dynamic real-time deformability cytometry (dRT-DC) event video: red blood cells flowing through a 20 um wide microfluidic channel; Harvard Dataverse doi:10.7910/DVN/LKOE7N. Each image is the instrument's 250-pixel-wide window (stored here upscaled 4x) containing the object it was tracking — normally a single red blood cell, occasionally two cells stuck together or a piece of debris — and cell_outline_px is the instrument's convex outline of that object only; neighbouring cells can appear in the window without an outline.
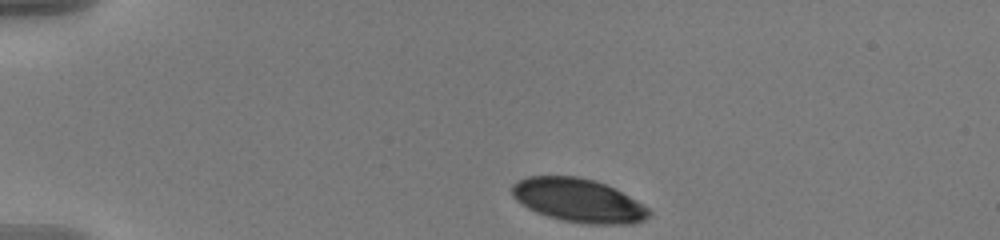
{"species": "human", "species_latin": "Homo sapiens", "temperature_condition": "warm", "stored_images_in_passage": 45, "camera_frame_rate_fps": 3000, "um_per_image_px": 0.085, "donor": {"sex": "male"}, "frame": {"image": 1, "passage_image": 1, "time_ms": 0.0, "image_size_px": [1000, 240], "cell_outline_px": [[652, 212], [644, 220], [632, 224], [588, 224], [564, 220], [548, 216], [536, 212], [528, 208], [516, 200], [512, 196], [512, 184], [516, 180], [528, 176], [576, 176], [596, 180], [636, 200], [648, 208]], "centroid_in_image_um": [49.13, 17.03], "position_along_channel_um": 35.9, "area_um2": 34.62}}
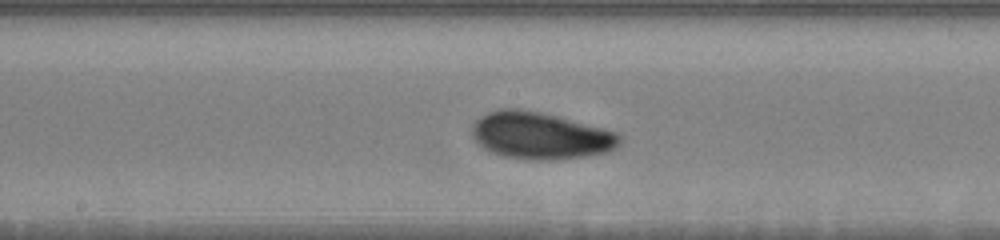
{"frame": {"image": 2, "passage_image": 20, "time_ms": 6.333, "image_size_px": [1000, 240], "cell_outline_px": [[620, 144], [616, 148], [608, 152], [584, 156], [556, 160], [528, 160], [504, 156], [492, 152], [484, 148], [472, 136], [472, 124], [480, 116], [488, 112], [500, 108], [520, 108], [540, 112], [604, 128], [616, 132], [620, 136]], "centroid_in_image_um": [45.92, 11.53], "position_along_channel_um": 202.3, "area_um2": 40.46}}
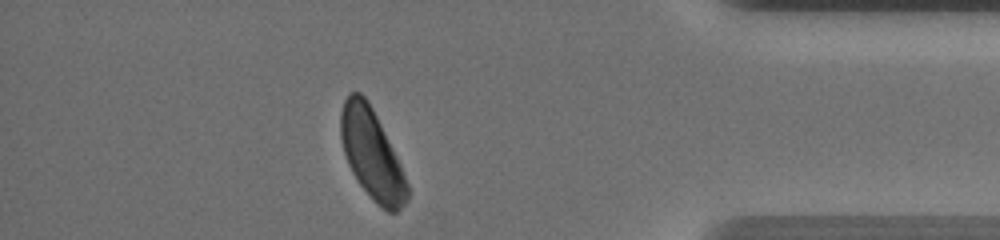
{"frame": {"image": 3, "passage_image": 39, "time_ms": 12.667, "image_size_px": [1000, 240], "cell_outline_px": [[408, 200], [396, 212], [388, 212], [376, 204], [372, 200], [360, 184], [352, 172], [348, 164], [344, 152], [340, 136], [340, 112], [344, 100], [348, 92], [360, 92], [368, 100], [400, 164], [408, 184]], "centroid_in_image_um": [31.58, 13.11], "position_along_channel_um": 403.6, "area_um2": 34.56}, "authors_computed_cell_mechanics": {"area_um2": 36.7608, "velocity_mm_per_s": 3.6135, "shape_relaxation_time_tau1_ms": 2.672, "shape_relaxation_time_tau2_ms": 6.1467, "deformation_change_tau1": 0.1055, "deformation_change_tau2": 0.1157}}